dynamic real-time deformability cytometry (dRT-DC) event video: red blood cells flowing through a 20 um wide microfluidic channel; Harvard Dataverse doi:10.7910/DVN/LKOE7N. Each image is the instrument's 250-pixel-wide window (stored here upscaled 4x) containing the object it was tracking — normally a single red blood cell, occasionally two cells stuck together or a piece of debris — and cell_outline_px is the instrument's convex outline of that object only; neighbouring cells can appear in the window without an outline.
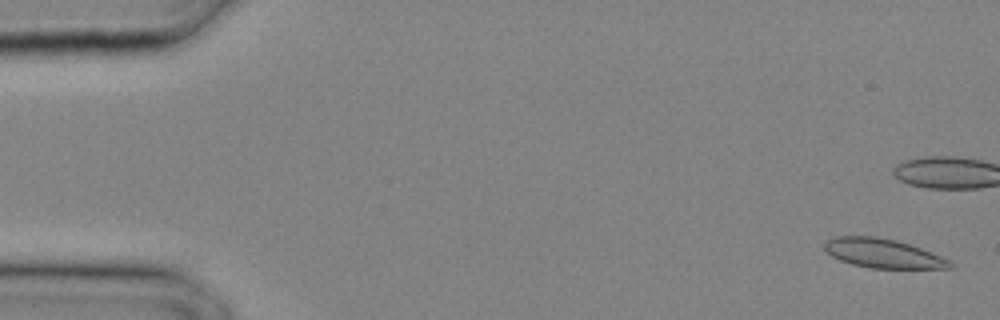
{"species": "common noctule bat (a hibernating species)", "species_latin": "Nyctalus noctula", "temperature_condition": "cold", "stored_images_in_passage": 16, "camera_frame_rate_fps": 3000, "um_per_image_px": 0.085, "animal": {"sex": "male", "body_mass_g": 20.4}, "frame": {"image": 1, "passage_image": 1, "time_ms": 0.0, "image_size_px": [1000, 320], "cell_outline_px": [[956, 268], [872, 268], [852, 264], [840, 260], [832, 256], [824, 248], [824, 244], [828, 240], [836, 236], [876, 236], [896, 240], [920, 248], [940, 256], [948, 260]], "centroid_in_image_um": [75.04, 21.53], "position_along_channel_um": 10.0, "area_um2": 21.04}}